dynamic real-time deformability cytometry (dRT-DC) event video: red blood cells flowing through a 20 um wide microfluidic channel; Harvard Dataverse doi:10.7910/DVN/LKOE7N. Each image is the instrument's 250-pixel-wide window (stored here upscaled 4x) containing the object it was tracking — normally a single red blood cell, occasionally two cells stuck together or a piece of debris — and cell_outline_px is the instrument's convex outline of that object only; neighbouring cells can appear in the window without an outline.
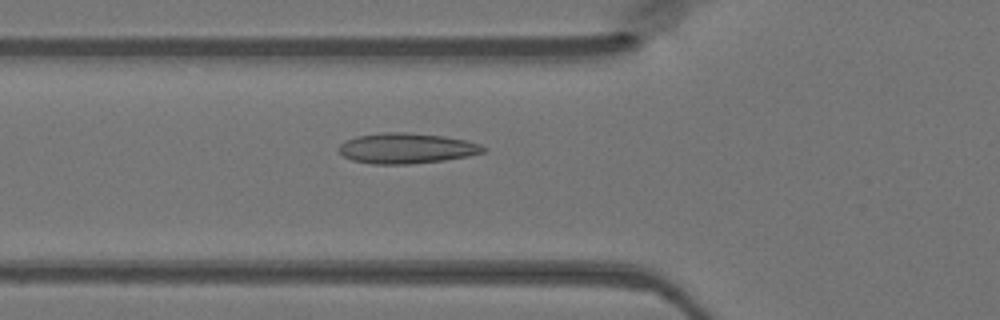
{"species": "Egyptian fruit bat (a non-hibernating species)", "species_latin": "Rousettus aegyptiacus", "temperature_condition": "warm", "stored_images_in_passage": 41, "camera_frame_rate_fps": 3000, "um_per_image_px": 0.085, "animal": {"sex": "female"}, "frame": {"image": 1, "passage_image": 10, "time_ms": 3.0, "image_size_px": [1000, 320], "cell_outline_px": [[488, 148], [484, 152], [468, 156], [444, 160], [408, 164], [372, 164], [352, 160], [344, 156], [336, 148], [344, 140], [356, 136], [384, 132], [404, 132], [444, 136], [468, 140], [480, 144]], "centroid_in_image_um": [34.55, 12.6], "position_along_channel_um": 91.3, "area_um2": 25.78}}
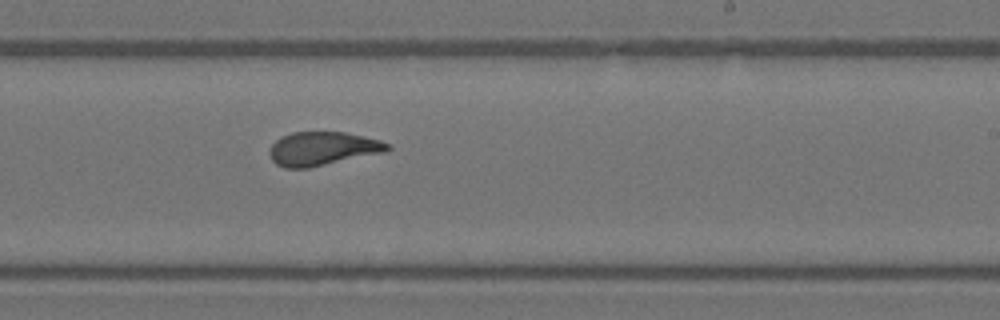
{"frame": {"image": 2, "passage_image": 22, "time_ms": 7.0, "image_size_px": [1000, 320], "cell_outline_px": [[392, 148], [388, 152], [308, 168], [284, 168], [276, 164], [272, 160], [268, 152], [272, 144], [280, 136], [292, 132], [344, 132], [380, 140], [388, 144]], "centroid_in_image_um": [27.42, 12.64], "position_along_channel_um": 261.6, "area_um2": 23.35}}
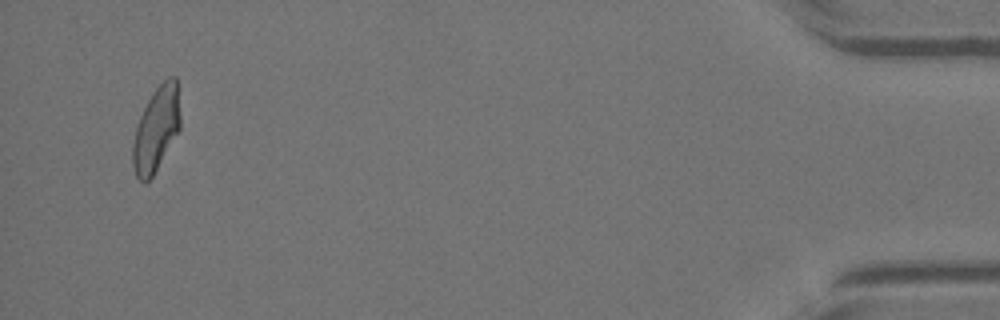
{"frame": {"image": 3, "passage_image": 39, "time_ms": 12.667, "image_size_px": [1000, 320], "cell_outline_px": [[180, 128], [152, 176], [148, 180], [140, 180], [136, 176], [132, 164], [132, 144], [136, 128], [140, 116], [152, 92], [168, 76], [176, 76], [180, 116]], "centroid_in_image_um": [13.27, 10.94], "position_along_channel_um": 421.9, "area_um2": 23.0}}